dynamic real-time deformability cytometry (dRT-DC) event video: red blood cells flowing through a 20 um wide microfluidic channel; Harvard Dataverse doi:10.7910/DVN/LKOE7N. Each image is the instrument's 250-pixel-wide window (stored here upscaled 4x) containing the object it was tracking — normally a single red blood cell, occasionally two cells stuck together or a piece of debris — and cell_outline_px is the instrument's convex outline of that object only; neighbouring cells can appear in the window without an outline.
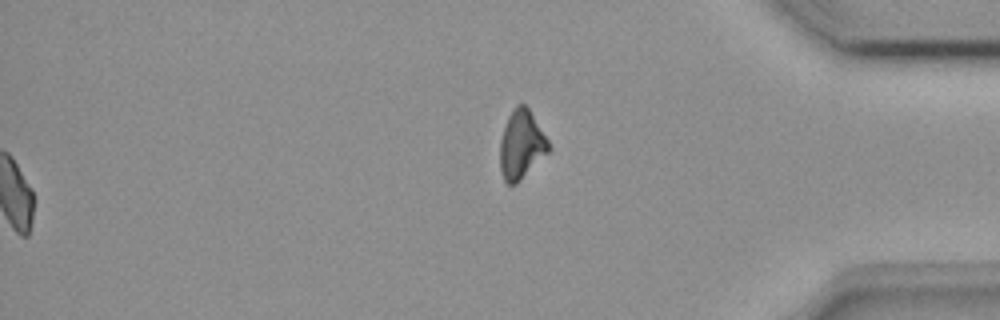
{"species": "common noctule bat (a hibernating species)", "species_latin": "Nyctalus noctula", "temperature_condition": "room temperature", "stored_images_in_passage": 51, "segment_of_instrument_passage": [2, 2], "camera_frame_rate_fps": 3000, "um_per_image_px": 0.085, "animal": {"sex": "female", "body_mass_g": 18.4}, "frame": {"image": 1, "passage_image": 51, "time_ms": 16.667, "image_size_px": [1000, 320], "cell_outline_px": [[548, 152], [516, 184], [508, 184], [504, 180], [500, 172], [500, 140], [508, 116], [516, 104], [524, 104], [528, 108], [548, 140]], "centroid_in_image_um": [44.28, 12.3], "position_along_channel_um": 390.9, "area_um2": 19.07}}